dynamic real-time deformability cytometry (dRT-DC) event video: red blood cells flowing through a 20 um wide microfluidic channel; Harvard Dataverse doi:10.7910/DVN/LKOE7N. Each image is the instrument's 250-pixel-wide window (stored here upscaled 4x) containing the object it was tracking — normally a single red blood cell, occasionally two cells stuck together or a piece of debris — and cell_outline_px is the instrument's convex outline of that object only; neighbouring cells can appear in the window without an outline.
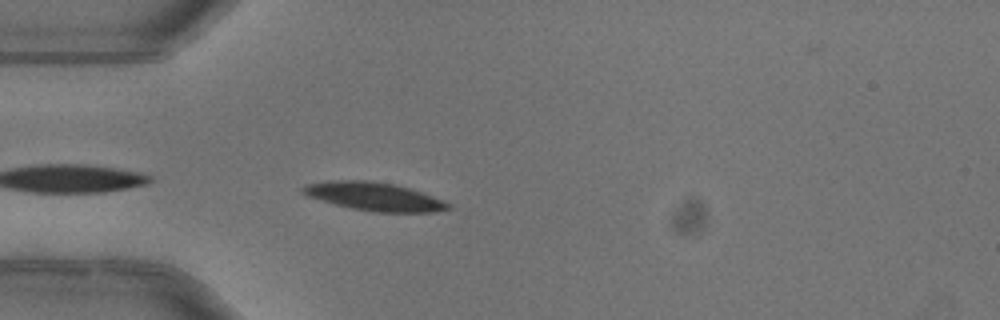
{"species": "common noctule bat (a hibernating species)", "species_latin": "Nyctalus noctula", "temperature_condition": "warm", "stored_images_in_passage": 4, "camera_frame_rate_fps": 3000, "um_per_image_px": 0.085, "animal": {"sex": "female"}, "frame": {"image": 1, "passage_image": 4, "time_ms": 1.0, "image_size_px": [1000, 320], "cell_outline_px": [[452, 208], [436, 212], [372, 212], [332, 204], [308, 196], [300, 192], [300, 188], [308, 184], [328, 180], [368, 180], [396, 184], [444, 200], [452, 204]], "centroid_in_image_um": [31.8, 16.7], "position_along_channel_um": 53.2, "area_um2": 24.16}}